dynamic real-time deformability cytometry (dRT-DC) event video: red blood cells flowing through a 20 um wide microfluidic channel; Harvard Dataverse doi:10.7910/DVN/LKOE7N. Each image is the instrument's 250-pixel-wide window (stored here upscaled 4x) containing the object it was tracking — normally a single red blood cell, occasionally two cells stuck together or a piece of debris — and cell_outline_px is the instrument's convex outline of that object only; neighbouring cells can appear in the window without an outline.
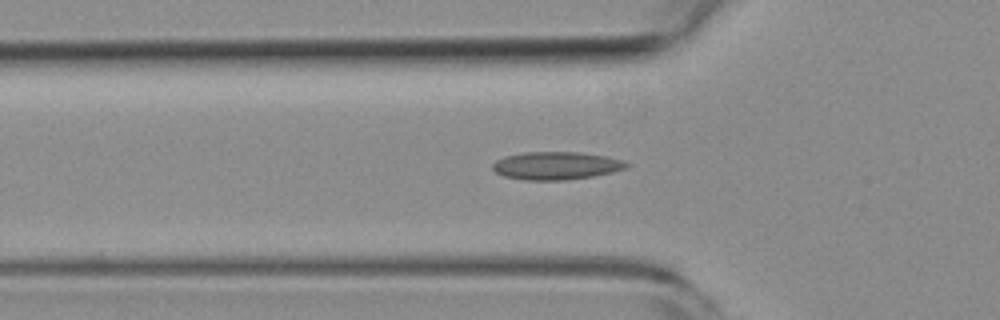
{"species": "common noctule bat (a hibernating species)", "species_latin": "Nyctalus noctula", "temperature_condition": "room temperature", "stored_images_in_passage": 46, "camera_frame_rate_fps": 3000, "um_per_image_px": 0.085, "animal": {"sex": "female", "body_mass_g": 19.3, "forearm_length_mm": 54.1}, "frame": {"image": 1, "passage_image": 12, "time_ms": 3.667, "image_size_px": [1000, 320], "cell_outline_px": [[632, 164], [628, 168], [612, 172], [592, 176], [564, 180], [524, 180], [504, 176], [496, 172], [492, 168], [492, 164], [496, 160], [504, 156], [524, 152], [580, 152], [604, 156], [624, 160]], "centroid_in_image_um": [47.29, 14.08], "position_along_channel_um": 78.5, "area_um2": 21.85}}
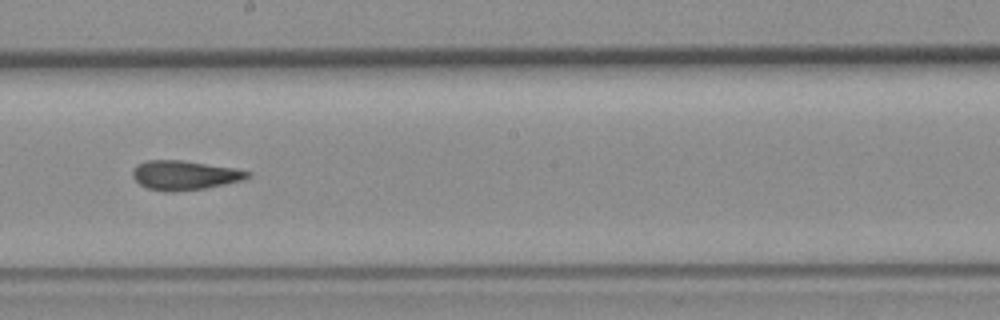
{"frame": {"image": 2, "passage_image": 24, "time_ms": 7.667, "image_size_px": [1000, 320], "cell_outline_px": [[252, 176], [244, 180], [204, 188], [172, 192], [164, 192], [148, 188], [140, 184], [132, 176], [132, 172], [136, 164], [148, 160], [180, 160], [236, 168], [252, 172]], "centroid_in_image_um": [15.71, 14.89], "position_along_channel_um": 232.5, "area_um2": 19.71}}
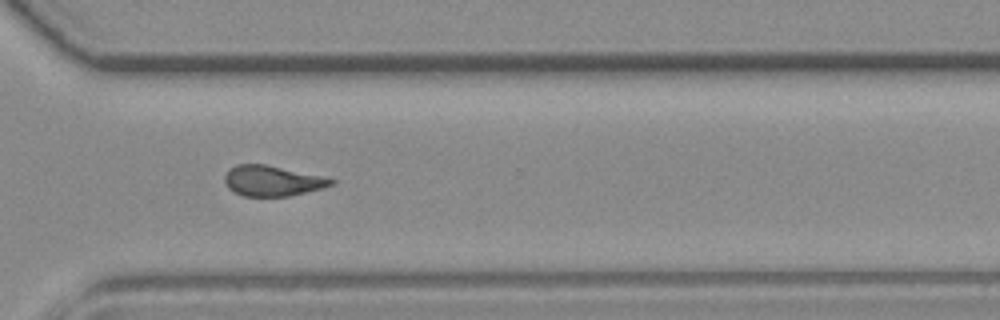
{"frame": {"image": 3, "passage_image": 33, "time_ms": 10.667, "image_size_px": [1000, 320], "cell_outline_px": [[336, 184], [324, 188], [288, 196], [244, 196], [228, 188], [224, 180], [224, 176], [228, 168], [236, 164], [264, 164], [324, 176], [336, 180]], "centroid_in_image_um": [23.17, 15.36], "position_along_channel_um": 347.4, "area_um2": 19.02}}